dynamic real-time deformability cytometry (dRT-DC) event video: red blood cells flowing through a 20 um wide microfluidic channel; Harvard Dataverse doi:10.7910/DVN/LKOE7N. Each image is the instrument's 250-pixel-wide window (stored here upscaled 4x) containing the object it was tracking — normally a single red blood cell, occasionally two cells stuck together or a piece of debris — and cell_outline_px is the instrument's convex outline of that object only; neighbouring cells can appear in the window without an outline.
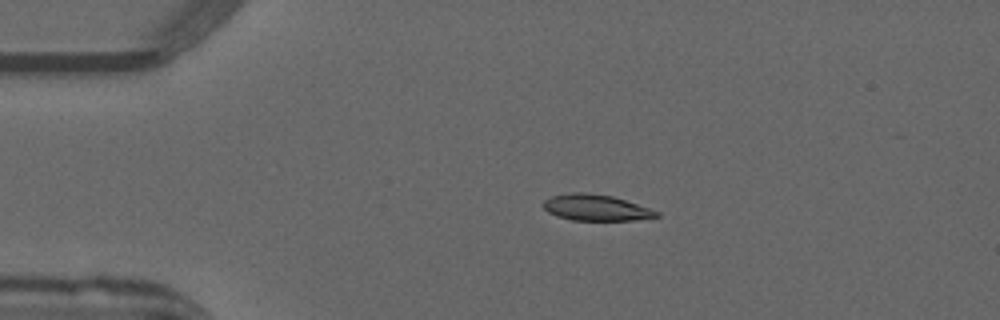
{"species": "common noctule bat (a hibernating species)", "species_latin": "Nyctalus noctula", "temperature_condition": "warm", "stored_images_in_passage": 16, "camera_frame_rate_fps": 3000, "um_per_image_px": 0.085, "animal": {"sex": "male", "forearm_length_mm": 52.5}, "frame": {"image": 1, "passage_image": 1, "time_ms": 0.0, "image_size_px": [1000, 320], "cell_outline_px": [[660, 216], [636, 220], [572, 220], [556, 216], [548, 212], [540, 204], [544, 200], [552, 196], [568, 192], [584, 192], [612, 196], [660, 212]], "centroid_in_image_um": [50.6, 17.65], "position_along_channel_um": 34.4, "area_um2": 17.22}}
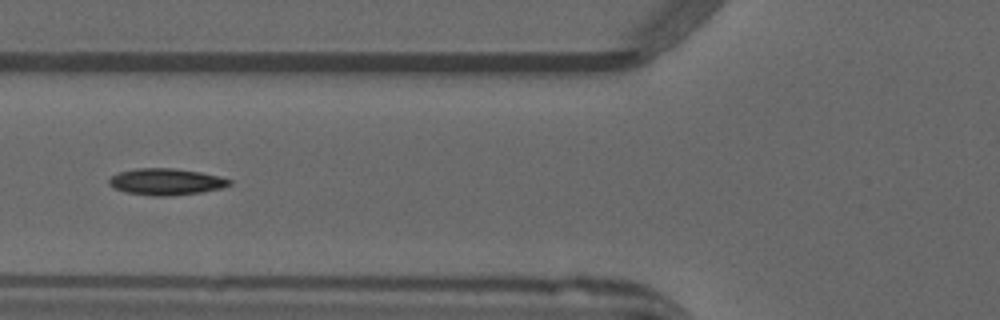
{"frame": {"image": 2, "passage_image": 10, "time_ms": 3.0, "image_size_px": [1000, 320], "cell_outline_px": [[232, 184], [220, 188], [200, 192], [172, 196], [152, 196], [128, 192], [116, 188], [108, 184], [108, 180], [112, 176], [120, 172], [136, 168], [176, 168], [200, 172], [220, 176], [232, 180]], "centroid_in_image_um": [14.14, 15.44], "position_along_channel_um": 111.7, "area_um2": 18.55}}
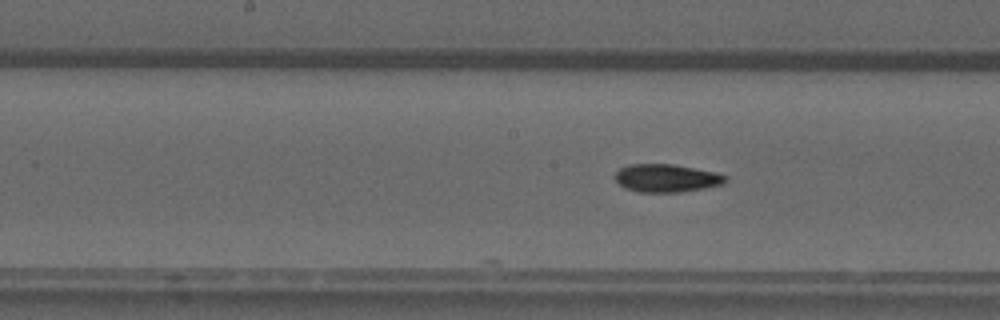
{"frame": {"image": 3, "passage_image": 16, "time_ms": 5.0, "image_size_px": [1000, 320], "cell_outline_px": [[728, 180], [724, 184], [704, 188], [680, 192], [640, 192], [624, 188], [616, 180], [616, 172], [620, 168], [628, 164], [672, 164], [712, 172], [728, 176]], "centroid_in_image_um": [56.65, 15.14], "position_along_channel_um": 191.6, "area_um2": 17.86}}